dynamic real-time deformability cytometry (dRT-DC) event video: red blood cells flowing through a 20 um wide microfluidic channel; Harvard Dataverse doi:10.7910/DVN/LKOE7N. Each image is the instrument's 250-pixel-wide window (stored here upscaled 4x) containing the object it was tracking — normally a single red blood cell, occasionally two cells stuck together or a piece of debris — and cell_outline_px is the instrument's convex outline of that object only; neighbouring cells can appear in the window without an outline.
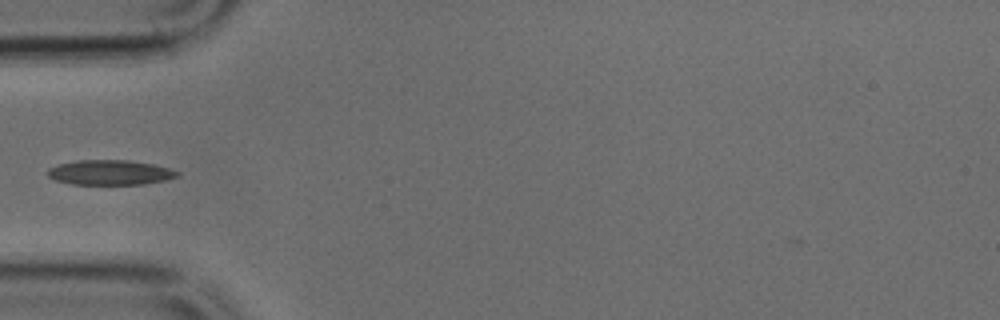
{"species": "common noctule bat (a hibernating species)", "species_latin": "Nyctalus noctula", "temperature_condition": "cold", "stored_images_in_passage": 34, "camera_frame_rate_fps": 3000, "um_per_image_px": 0.085, "animal": {"sex": "male", "body_mass_g": 17.9, "forearm_length_mm": 54.2}, "frame": {"image": 1, "passage_image": 1, "time_ms": 0.0, "image_size_px": [1000, 320], "cell_outline_px": [[180, 176], [164, 180], [144, 184], [72, 184], [56, 180], [48, 176], [48, 168], [56, 164], [76, 160], [128, 160], [152, 164], [168, 168], [180, 172]], "centroid_in_image_um": [9.34, 14.65], "position_along_channel_um": 75.7, "area_um2": 18.79}}
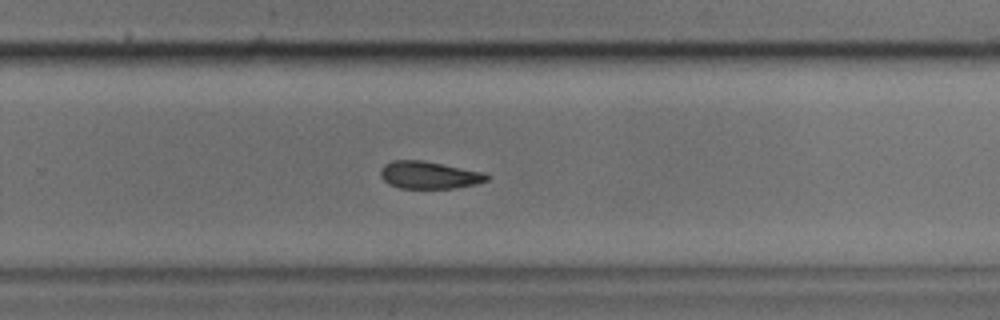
{"frame": {"image": 2, "passage_image": 17, "time_ms": 5.333, "image_size_px": [1000, 320], "cell_outline_px": [[488, 180], [476, 184], [456, 188], [400, 188], [388, 184], [380, 176], [380, 172], [384, 164], [392, 160], [424, 160], [484, 172], [488, 176]], "centroid_in_image_um": [36.46, 14.87], "position_along_channel_um": 293.3, "area_um2": 17.05}}
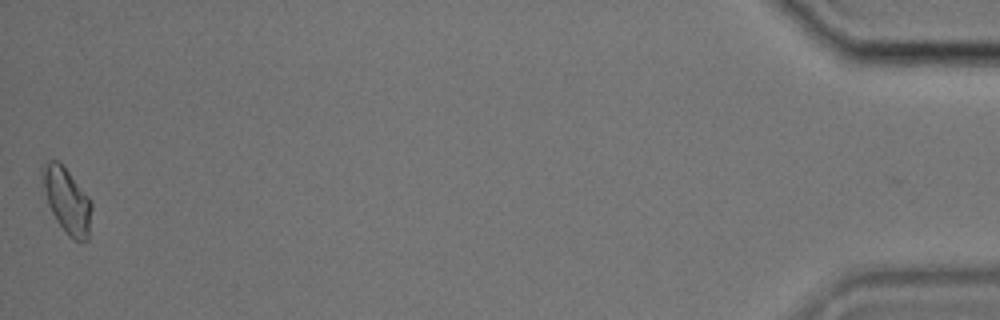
{"frame": {"image": 3, "passage_image": 34, "time_ms": 11.0, "image_size_px": [1000, 320], "cell_outline_px": [[92, 208], [88, 240], [72, 240], [68, 236], [56, 220], [48, 204], [40, 172], [40, 168], [48, 160], [56, 160], [68, 172], [88, 196], [92, 204]], "centroid_in_image_um": [5.68, 17.06], "position_along_channel_um": 429.5, "area_um2": 18.5}}